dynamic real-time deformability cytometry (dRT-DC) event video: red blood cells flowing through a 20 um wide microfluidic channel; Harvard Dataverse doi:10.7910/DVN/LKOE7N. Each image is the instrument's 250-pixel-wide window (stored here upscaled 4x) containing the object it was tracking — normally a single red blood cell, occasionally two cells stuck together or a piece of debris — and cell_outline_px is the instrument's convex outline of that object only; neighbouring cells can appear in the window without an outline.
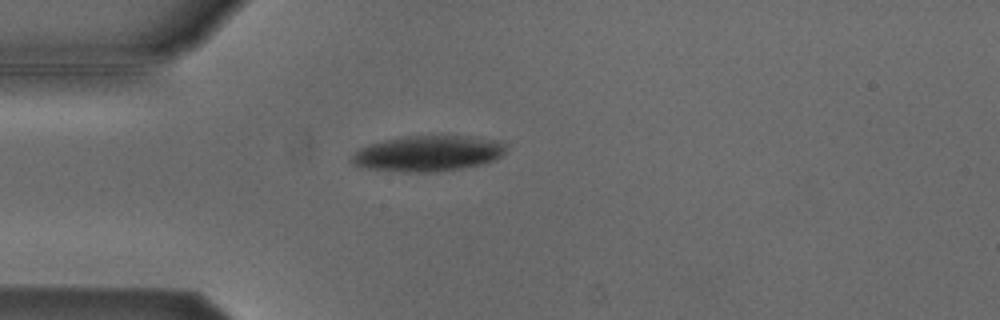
{"species": "Egyptian fruit bat (a non-hibernating species)", "species_latin": "Rousettus aegyptiacus", "temperature_condition": "cold", "stored_images_in_passage": 2, "camera_frame_rate_fps": 3000, "um_per_image_px": 0.085, "animal": {"sex": "male"}, "frame": {"image": 1, "passage_image": 2, "time_ms": 0.333, "image_size_px": [1000, 320], "cell_outline_px": [[508, 144], [504, 152], [500, 156], [492, 160], [480, 164], [460, 168], [432, 172], [408, 172], [360, 168], [352, 164], [352, 156], [360, 148], [372, 144], [404, 136], [472, 136], [504, 140]], "centroid_in_image_um": [36.42, 13.04], "position_along_channel_um": 48.6, "area_um2": 32.02}}